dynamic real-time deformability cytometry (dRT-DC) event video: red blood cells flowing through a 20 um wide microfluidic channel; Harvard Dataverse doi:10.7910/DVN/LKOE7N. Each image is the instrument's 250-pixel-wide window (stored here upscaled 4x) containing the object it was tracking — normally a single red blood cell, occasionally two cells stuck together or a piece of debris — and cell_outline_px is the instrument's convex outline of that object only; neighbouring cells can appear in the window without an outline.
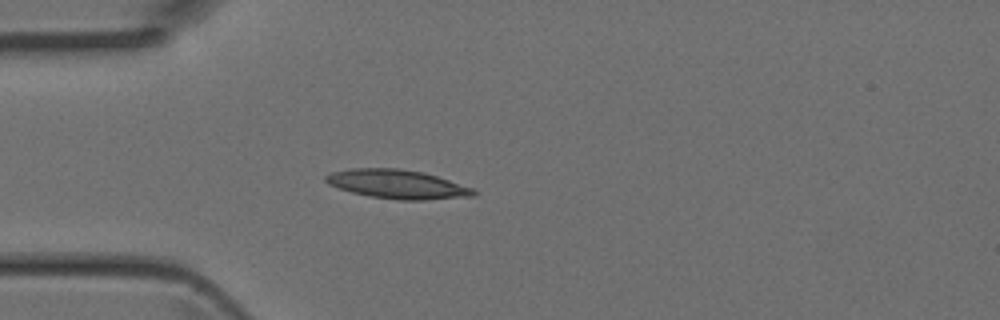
{"species": "Egyptian fruit bat (a non-hibernating species)", "species_latin": "Rousettus aegyptiacus", "temperature_condition": "room temperature", "stored_images_in_passage": 4, "camera_frame_rate_fps": 3000, "um_per_image_px": 0.085, "animal": {"sex": "female"}, "frame": {"image": 1, "passage_image": 4, "time_ms": 1.0, "image_size_px": [1000, 320], "cell_outline_px": [[476, 196], [424, 200], [396, 200], [372, 196], [352, 192], [328, 184], [324, 180], [324, 176], [332, 172], [348, 168], [400, 168], [424, 172], [472, 188], [476, 192]], "centroid_in_image_um": [33.75, 15.65], "position_along_channel_um": 51.2, "area_um2": 24.85}}